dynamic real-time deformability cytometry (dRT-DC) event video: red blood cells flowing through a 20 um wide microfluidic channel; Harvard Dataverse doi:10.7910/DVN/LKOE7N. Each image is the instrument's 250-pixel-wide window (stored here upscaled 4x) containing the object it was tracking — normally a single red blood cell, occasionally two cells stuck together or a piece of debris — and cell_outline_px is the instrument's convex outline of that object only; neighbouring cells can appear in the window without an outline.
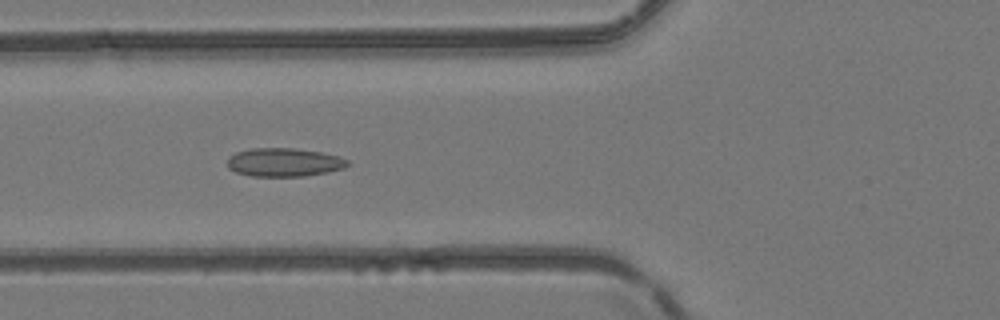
{"species": "common noctule bat (a hibernating species)", "species_latin": "Nyctalus noctula", "temperature_condition": "room temperature", "stored_images_in_passage": 7, "camera_frame_rate_fps": 3000, "um_per_image_px": 0.085, "animal": {"sex": "female", "body_mass_g": 24.6, "forearm_length_mm": 56.2}, "frame": {"image": 1, "passage_image": 5, "time_ms": 5.667, "image_size_px": [1000, 320], "cell_outline_px": [[348, 164], [344, 168], [328, 172], [304, 176], [252, 176], [236, 172], [228, 168], [228, 156], [236, 152], [252, 148], [292, 148], [320, 152], [340, 156], [348, 160]], "centroid_in_image_um": [24.14, 13.79], "position_along_channel_um": 101.7, "area_um2": 19.94}}
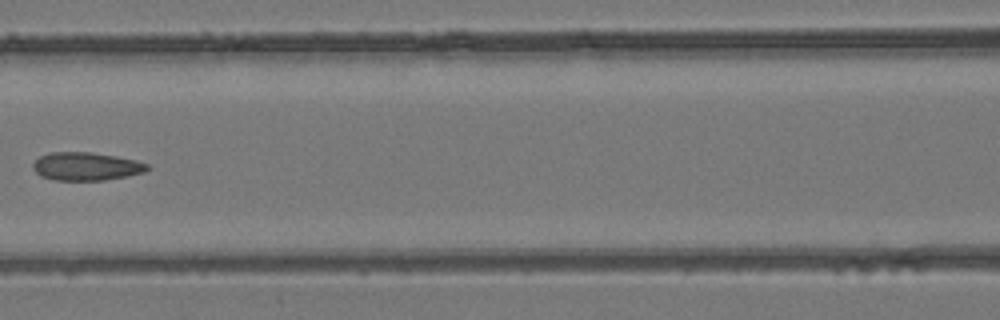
{"frame": {"image": 2, "passage_image": 6, "time_ms": 7.0, "image_size_px": [1000, 320], "cell_outline_px": [[152, 168], [144, 172], [104, 180], [56, 180], [40, 176], [32, 168], [32, 164], [40, 156], [48, 152], [92, 152], [116, 156], [136, 160], [148, 164]], "centroid_in_image_um": [7.32, 14.13], "position_along_channel_um": 159.3, "area_um2": 18.79}}
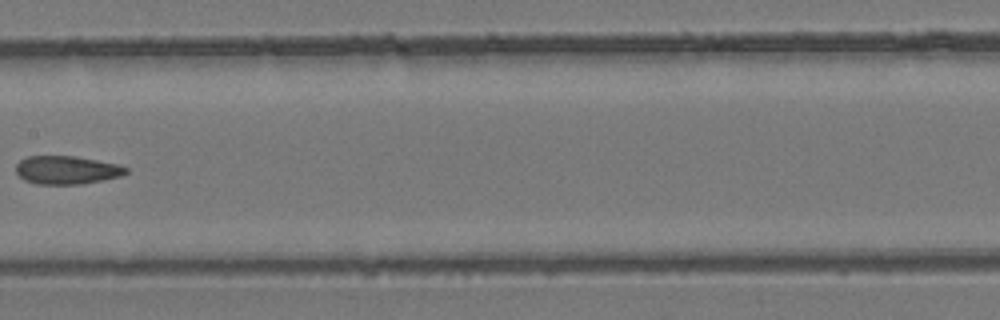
{"frame": {"image": 3, "passage_image": 7, "time_ms": 8.0, "image_size_px": [1000, 320], "cell_outline_px": [[128, 172], [120, 176], [104, 180], [80, 184], [36, 184], [24, 180], [16, 172], [16, 164], [20, 160], [28, 156], [76, 156], [120, 164], [128, 168]], "centroid_in_image_um": [5.69, 14.45], "position_along_channel_um": 201.7, "area_um2": 18.26}}